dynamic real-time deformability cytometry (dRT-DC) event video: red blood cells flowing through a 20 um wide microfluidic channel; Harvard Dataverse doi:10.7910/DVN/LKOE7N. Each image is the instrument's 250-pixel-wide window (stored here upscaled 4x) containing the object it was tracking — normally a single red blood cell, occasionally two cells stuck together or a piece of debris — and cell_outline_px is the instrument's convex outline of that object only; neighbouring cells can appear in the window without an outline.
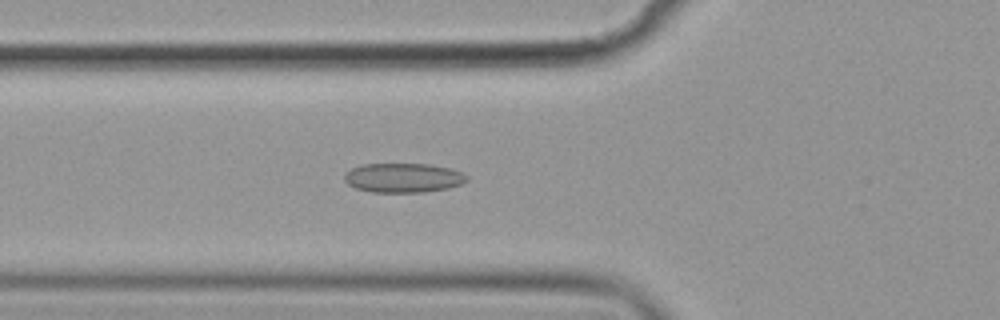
{"species": "common noctule bat (a hibernating species)", "species_latin": "Nyctalus noctula", "temperature_condition": "cold", "stored_images_in_passage": 46, "camera_frame_rate_fps": 3000, "um_per_image_px": 0.085, "animal": {"sex": "female", "body_mass_g": 19.9}, "frame": {"image": 1, "passage_image": 12, "time_ms": 3.667, "image_size_px": [1000, 320], "cell_outline_px": [[468, 180], [460, 184], [448, 188], [424, 192], [372, 192], [356, 188], [348, 184], [344, 180], [344, 172], [352, 168], [364, 164], [428, 164], [452, 168], [468, 176]], "centroid_in_image_um": [34.27, 15.11], "position_along_channel_um": 91.5, "area_um2": 20.98}}
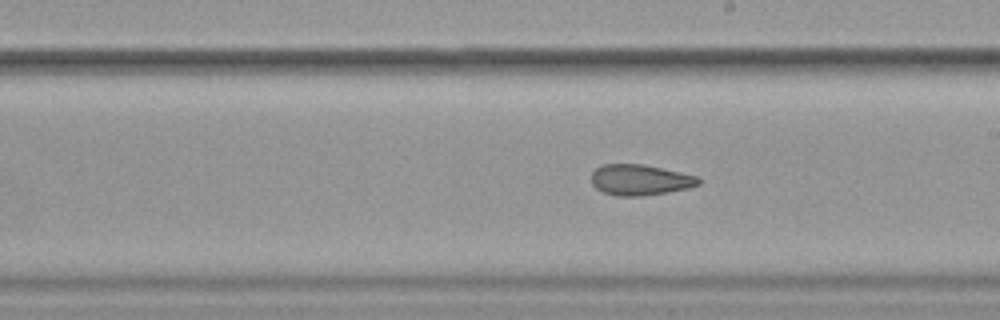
{"frame": {"image": 2, "passage_image": 24, "time_ms": 7.667, "image_size_px": [1000, 320], "cell_outline_px": [[700, 184], [688, 188], [668, 192], [640, 196], [616, 196], [604, 192], [596, 188], [592, 184], [592, 172], [600, 164], [640, 164], [680, 172], [696, 176], [700, 180]], "centroid_in_image_um": [54.37, 15.29], "position_along_channel_um": 234.6, "area_um2": 19.07}}
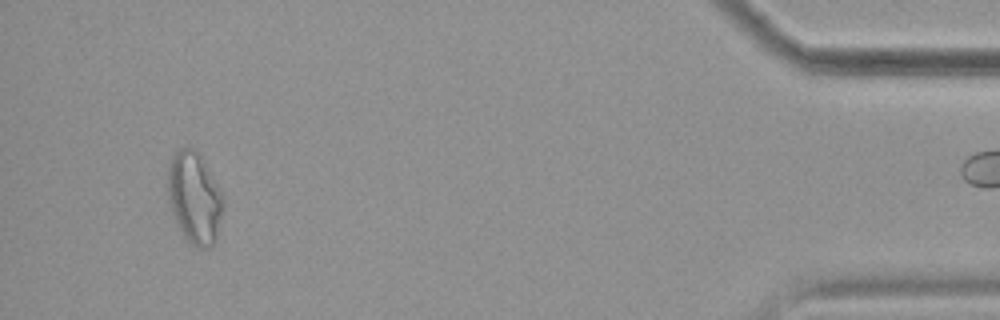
{"frame": {"image": 3, "passage_image": 45, "time_ms": 14.667, "image_size_px": [1000, 320], "cell_outline_px": [[224, 204], [216, 240], [208, 248], [204, 248], [192, 244], [184, 236], [172, 212], [168, 200], [168, 164], [172, 156], [180, 148], [192, 148], [200, 156], [224, 196]], "centroid_in_image_um": [16.53, 16.82], "position_along_channel_um": 418.7, "area_um2": 29.13}}